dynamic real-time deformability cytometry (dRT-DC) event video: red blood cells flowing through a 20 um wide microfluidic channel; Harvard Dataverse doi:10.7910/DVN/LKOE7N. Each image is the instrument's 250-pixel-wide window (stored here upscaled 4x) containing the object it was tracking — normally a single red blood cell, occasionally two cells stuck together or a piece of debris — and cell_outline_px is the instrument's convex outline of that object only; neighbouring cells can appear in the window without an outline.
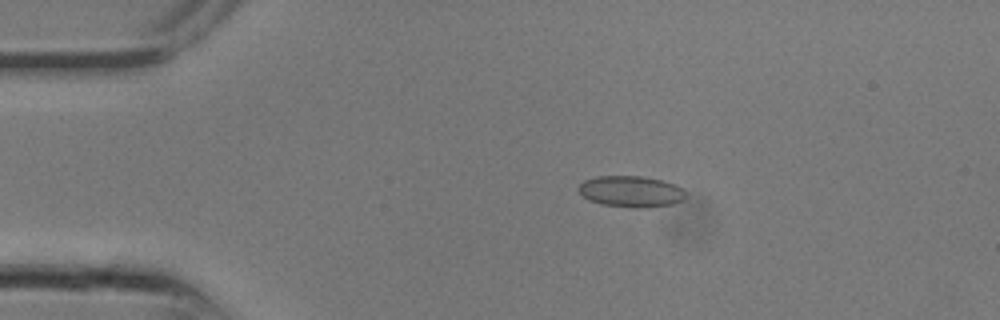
{"species": "common noctule bat (a hibernating species)", "species_latin": "Nyctalus noctula", "temperature_condition": "room temperature", "stored_images_in_passage": 12, "camera_frame_rate_fps": 3000, "um_per_image_px": 0.085, "animal": {"sex": "male", "body_mass_g": 13.3}, "frame": {"image": 1, "passage_image": 6, "time_ms": 1.667, "image_size_px": [1000, 320], "cell_outline_px": [[688, 196], [684, 200], [672, 204], [648, 208], [632, 208], [600, 204], [588, 200], [576, 188], [584, 180], [596, 176], [640, 176], [660, 180], [672, 184], [680, 188]], "centroid_in_image_um": [53.61, 16.29], "position_along_channel_um": 31.4, "area_um2": 19.59}}
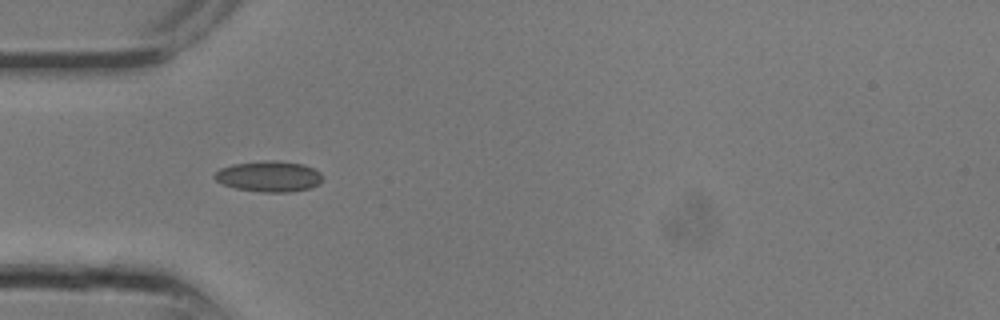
{"frame": {"image": 2, "passage_image": 9, "time_ms": 2.667, "image_size_px": [1000, 320], "cell_outline_px": [[324, 180], [320, 184], [312, 188], [292, 192], [260, 192], [236, 188], [224, 184], [216, 180], [212, 176], [220, 168], [232, 164], [264, 160], [276, 160], [304, 164], [320, 172], [324, 176]], "centroid_in_image_um": [22.91, 14.99], "position_along_channel_um": 62.1, "area_um2": 19.71}}
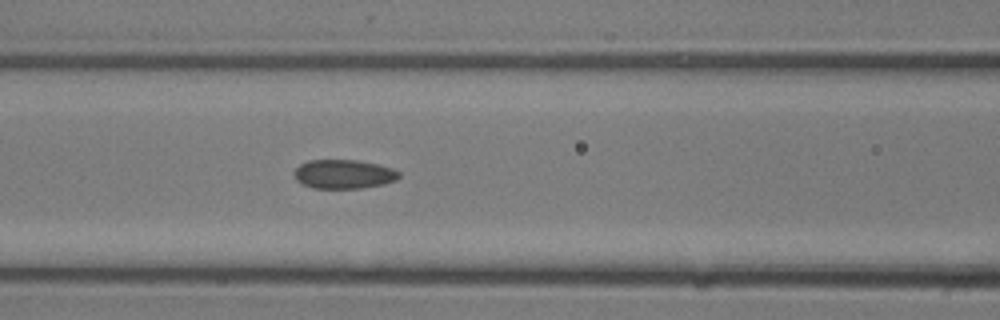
{"frame": {"image": 3, "passage_image": 12, "time_ms": 3.667, "image_size_px": [1000, 320], "cell_outline_px": [[400, 176], [396, 180], [384, 184], [360, 188], [312, 188], [296, 180], [292, 172], [300, 164], [308, 160], [356, 160], [380, 164], [392, 168], [400, 172]], "centroid_in_image_um": [29.22, 14.79], "position_along_channel_um": 137.4, "area_um2": 17.86}}